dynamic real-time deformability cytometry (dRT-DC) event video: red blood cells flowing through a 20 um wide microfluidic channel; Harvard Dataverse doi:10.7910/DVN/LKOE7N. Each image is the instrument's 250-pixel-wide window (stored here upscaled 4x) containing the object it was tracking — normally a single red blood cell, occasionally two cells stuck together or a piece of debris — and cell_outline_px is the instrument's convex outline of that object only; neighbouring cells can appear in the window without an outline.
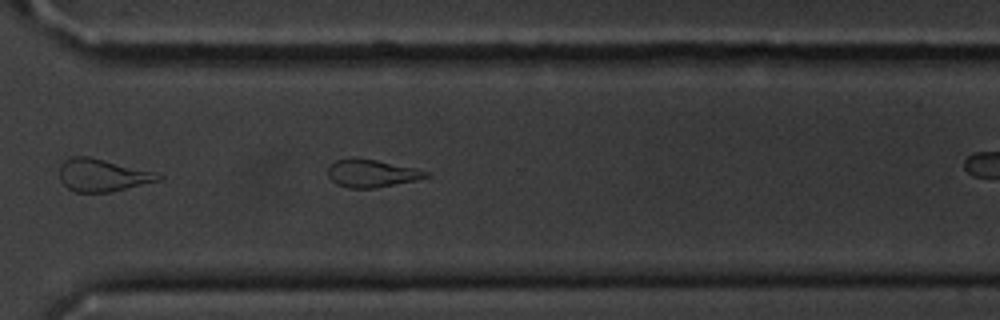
{"species": "common noctule bat (a hibernating species)", "species_latin": "Nyctalus noctula", "temperature_condition": "cold", "stored_images_in_passage": 29, "segment_of_instrument_passage": [1, 2], "camera_frame_rate_fps": 3000, "um_per_image_px": 0.085, "animal": {"sex": "male", "body_mass_g": 20.1, "forearm_length_mm": 53.5}, "frame": {"image": 1, "passage_image": 25, "time_ms": 8.0, "image_size_px": [1000, 320], "cell_outline_px": [[432, 176], [416, 180], [376, 188], [348, 188], [336, 184], [328, 176], [328, 168], [336, 160], [376, 160], [416, 168], [432, 172]], "centroid_in_image_um": [31.67, 14.77], "position_along_channel_um": 338.9, "area_um2": 15.55}}